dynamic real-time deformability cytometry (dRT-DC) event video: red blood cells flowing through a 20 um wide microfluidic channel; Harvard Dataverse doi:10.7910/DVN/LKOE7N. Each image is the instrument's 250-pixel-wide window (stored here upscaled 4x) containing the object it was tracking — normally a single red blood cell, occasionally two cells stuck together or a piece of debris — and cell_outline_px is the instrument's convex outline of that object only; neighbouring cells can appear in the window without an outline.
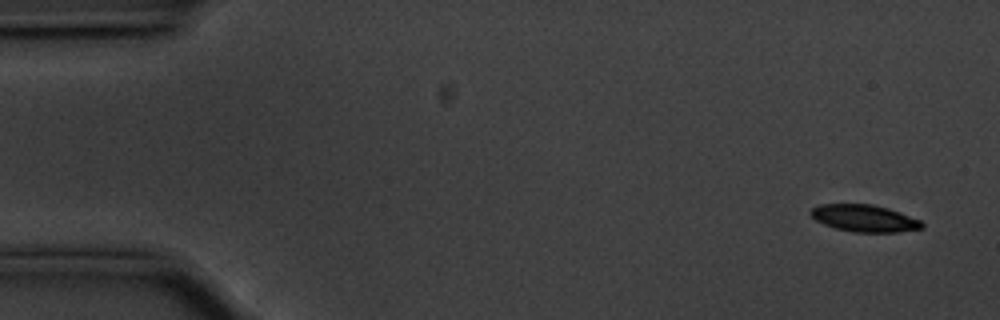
{"species": "common noctule bat (a hibernating species)", "species_latin": "Nyctalus noctula", "temperature_condition": "cold", "stored_images_in_passage": 48, "camera_frame_rate_fps": 3000, "um_per_image_px": 0.085, "animal": {"sex": "male", "body_mass_g": 20.1, "forearm_length_mm": 53.5}, "frame": {"image": 1, "passage_image": 3, "time_ms": 0.667, "image_size_px": [1000, 320], "cell_outline_px": [[924, 228], [900, 232], [852, 232], [836, 228], [824, 224], [816, 220], [808, 212], [812, 208], [820, 204], [872, 204], [888, 208], [900, 212], [920, 220], [924, 224]], "centroid_in_image_um": [73.48, 18.55], "position_along_channel_um": 11.5, "area_um2": 17.57}}
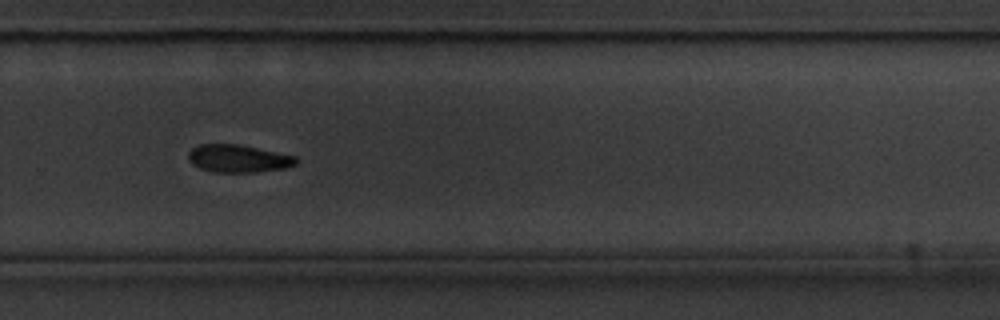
{"frame": {"image": 2, "passage_image": 38, "time_ms": 12.333, "image_size_px": [1000, 320], "cell_outline_px": [[296, 164], [288, 168], [256, 172], [212, 172], [200, 168], [192, 164], [188, 160], [188, 152], [192, 148], [200, 144], [236, 144], [296, 156]], "centroid_in_image_um": [20.23, 13.48], "position_along_channel_um": 309.6, "area_um2": 17.34}}
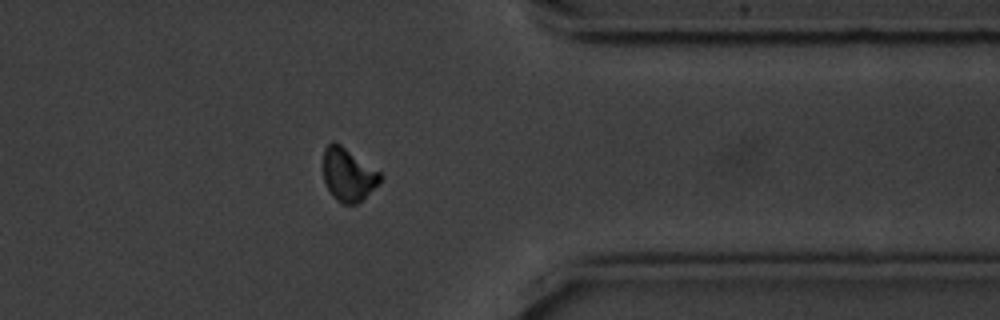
{"frame": {"image": 3, "passage_image": 45, "time_ms": 14.667, "image_size_px": [1000, 320], "cell_outline_px": [[384, 176], [380, 184], [356, 204], [340, 204], [332, 196], [324, 180], [324, 148], [332, 140], [340, 144], [380, 172]], "centroid_in_image_um": [29.61, 14.86], "position_along_channel_um": 381.8, "area_um2": 17.63}, "authors_computed_cell_mechanics": {"area_um2": 18.5249, "velocity_mm_per_s": 3.547, "shape_relaxation_time_tau1_ms": 2.6242, "shape_relaxation_time_tau2_ms": null, "deformation_change_tau1": 0.0933, "deformation_change_tau2": null}}